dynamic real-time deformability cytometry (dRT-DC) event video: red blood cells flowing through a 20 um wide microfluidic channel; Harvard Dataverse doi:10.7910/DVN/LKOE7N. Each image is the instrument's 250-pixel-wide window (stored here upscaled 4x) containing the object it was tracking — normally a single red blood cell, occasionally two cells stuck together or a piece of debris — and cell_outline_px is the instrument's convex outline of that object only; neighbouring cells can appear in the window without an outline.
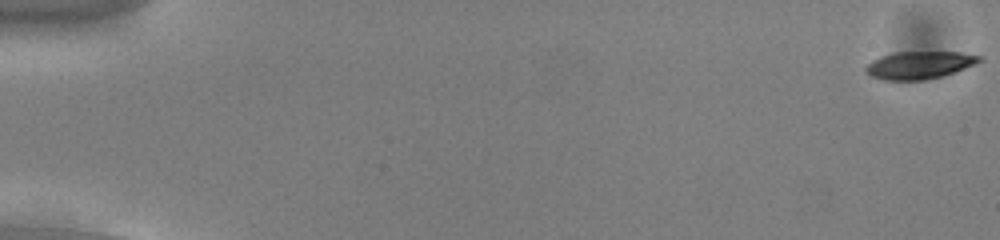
{"species": "common noctule bat (a hibernating species)", "species_latin": "Nyctalus noctula", "temperature_condition": "cold", "stored_images_in_passage": 55, "camera_frame_rate_fps": 3000, "um_per_image_px": 0.085, "animal": {"sex": "male", "body_mass_g": 13.0, "forearm_length_mm": 53.1}, "frame": {"image": 1, "passage_image": 1, "time_ms": 0.0, "image_size_px": [1000, 240], "cell_outline_px": [[984, 60], [976, 64], [944, 76], [924, 80], [884, 80], [872, 76], [864, 68], [872, 60], [880, 56], [892, 52], [960, 52], [984, 56]], "centroid_in_image_um": [78.2, 5.52], "position_along_channel_um": 6.8, "area_um2": 18.44}}
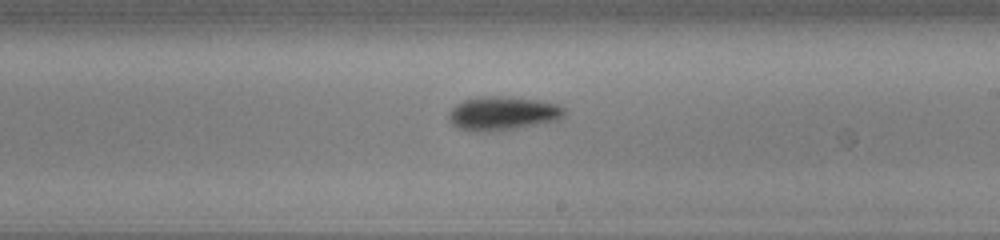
{"frame": {"image": 2, "passage_image": 33, "time_ms": 10.667, "image_size_px": [1000, 240], "cell_outline_px": [[564, 116], [560, 120], [516, 128], [488, 132], [476, 132], [460, 128], [452, 124], [448, 120], [448, 116], [452, 108], [456, 104], [464, 100], [480, 96], [512, 96], [540, 100], [560, 104], [564, 108]], "centroid_in_image_um": [42.75, 9.62], "position_along_channel_um": 246.2, "area_um2": 23.06}}
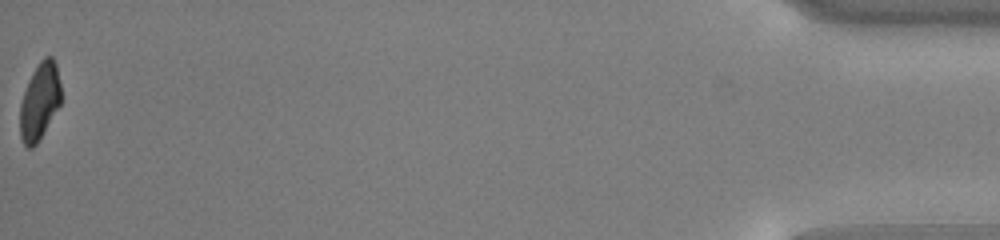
{"frame": {"image": 3, "passage_image": 55, "time_ms": 18.0, "image_size_px": [1000, 240], "cell_outline_px": [[60, 104], [36, 144], [32, 148], [28, 148], [24, 144], [20, 136], [20, 104], [28, 80], [32, 72], [40, 60], [44, 56], [52, 56], [56, 64], [60, 84]], "centroid_in_image_um": [3.35, 8.59], "position_along_channel_um": 431.8, "area_um2": 18.15}, "authors_computed_cell_mechanics": {"area_um2": 19.9988, "velocity_mm_per_s": 3.8285, "shape_relaxation_time_tau1_ms": 2.5705, "shape_relaxation_time_tau2_ms": null, "deformation_change_tau1": 0.099, "deformation_change_tau2": null}}